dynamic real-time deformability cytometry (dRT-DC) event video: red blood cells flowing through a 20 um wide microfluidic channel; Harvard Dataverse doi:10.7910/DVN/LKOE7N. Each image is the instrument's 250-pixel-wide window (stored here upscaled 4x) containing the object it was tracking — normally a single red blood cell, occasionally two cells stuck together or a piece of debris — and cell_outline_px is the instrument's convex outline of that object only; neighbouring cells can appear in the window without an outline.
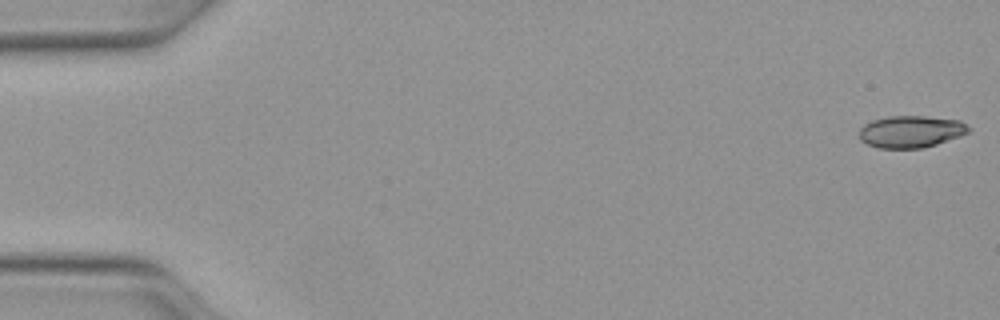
{"species": "Egyptian fruit bat (a non-hibernating species)", "species_latin": "Rousettus aegyptiacus", "temperature_condition": "warm", "stored_images_in_passage": 7, "camera_frame_rate_fps": 3000, "um_per_image_px": 0.085, "animal": {"sex": "female"}, "frame": {"image": 1, "passage_image": 1, "time_ms": 0.0, "image_size_px": [1000, 320], "cell_outline_px": [[972, 128], [968, 132], [960, 136], [936, 144], [920, 148], [876, 148], [860, 140], [860, 128], [864, 124], [872, 120], [888, 116], [924, 116], [960, 120]], "centroid_in_image_um": [77.42, 11.18], "position_along_channel_um": 7.6, "area_um2": 20.4}}